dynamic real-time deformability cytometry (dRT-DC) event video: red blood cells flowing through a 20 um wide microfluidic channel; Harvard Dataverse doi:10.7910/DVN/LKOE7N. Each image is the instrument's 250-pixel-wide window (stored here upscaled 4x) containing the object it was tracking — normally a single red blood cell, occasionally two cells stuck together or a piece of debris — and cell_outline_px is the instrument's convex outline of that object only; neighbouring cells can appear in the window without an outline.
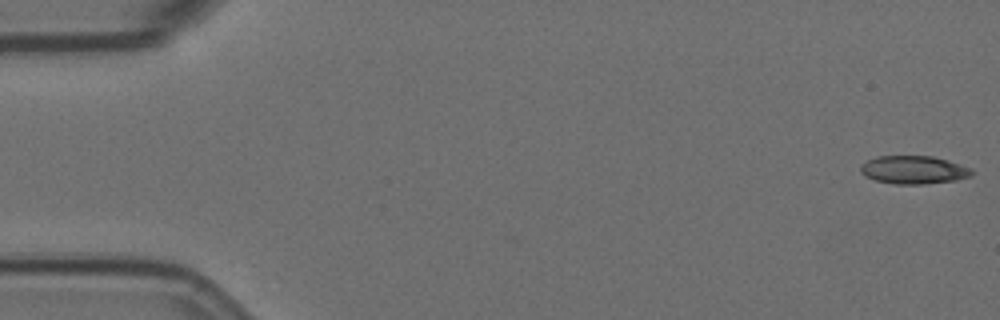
{"species": "Egyptian fruit bat (a non-hibernating species)", "species_latin": "Rousettus aegyptiacus", "temperature_condition": "room temperature", "stored_images_in_passage": 10, "camera_frame_rate_fps": 3000, "um_per_image_px": 0.085, "animal": {"sex": "female"}, "frame": {"image": 1, "passage_image": 1, "time_ms": 0.0, "image_size_px": [1000, 320], "cell_outline_px": [[972, 176], [956, 180], [924, 184], [896, 184], [876, 180], [864, 176], [860, 172], [860, 164], [876, 156], [932, 156], [948, 160], [972, 168]], "centroid_in_image_um": [77.65, 14.43], "position_along_channel_um": 7.3, "area_um2": 18.32}}